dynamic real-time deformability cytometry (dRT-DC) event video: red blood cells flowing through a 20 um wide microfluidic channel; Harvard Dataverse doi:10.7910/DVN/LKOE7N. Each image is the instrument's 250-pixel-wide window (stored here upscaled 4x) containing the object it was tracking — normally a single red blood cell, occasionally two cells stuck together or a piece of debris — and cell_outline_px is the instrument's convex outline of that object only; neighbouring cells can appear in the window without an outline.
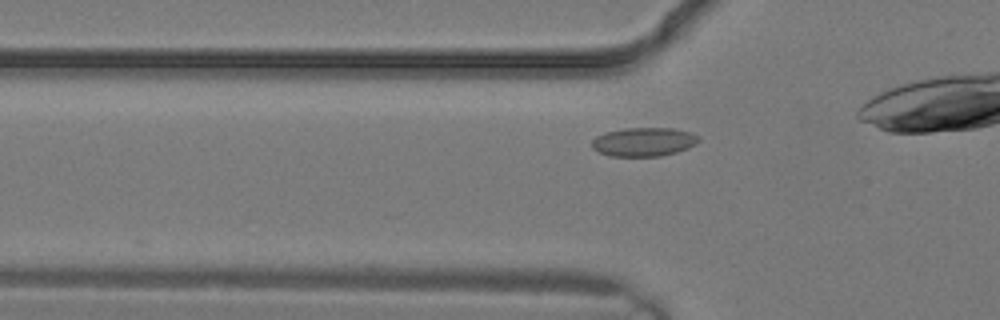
{"species": "common noctule bat (a hibernating species)", "species_latin": "Nyctalus noctula", "temperature_condition": "warm", "stored_images_in_passage": 5, "camera_frame_rate_fps": 3000, "um_per_image_px": 0.085, "animal": {"sex": "male", "body_mass_g": 19.2, "forearm_length_mm": 51.8}, "frame": {"image": 1, "passage_image": 5, "time_ms": 1.333, "image_size_px": [1000, 320], "cell_outline_px": [[700, 140], [696, 144], [688, 148], [676, 152], [660, 156], [608, 156], [592, 148], [592, 140], [596, 136], [604, 132], [624, 128], [672, 128], [688, 132], [700, 136]], "centroid_in_image_um": [54.71, 12.05], "position_along_channel_um": 71.1, "area_um2": 17.98}}